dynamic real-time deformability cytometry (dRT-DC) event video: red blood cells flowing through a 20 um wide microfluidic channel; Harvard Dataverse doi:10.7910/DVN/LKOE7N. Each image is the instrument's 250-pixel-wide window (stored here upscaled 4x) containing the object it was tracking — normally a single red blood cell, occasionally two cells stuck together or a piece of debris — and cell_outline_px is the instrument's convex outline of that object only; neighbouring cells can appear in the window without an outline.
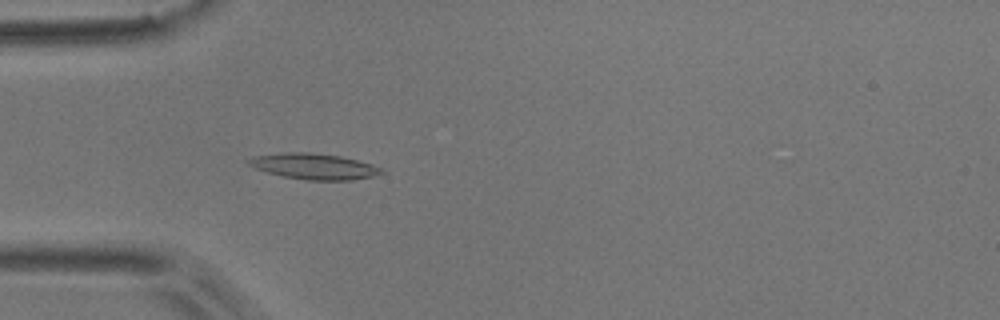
{"species": "common noctule bat (a hibernating species)", "species_latin": "Nyctalus noctula", "temperature_condition": "room temperature", "stored_images_in_passage": 2, "camera_frame_rate_fps": 3000, "um_per_image_px": 0.085, "animal": {"sex": "male", "body_mass_g": 17.9}, "frame": {"image": 1, "passage_image": 2, "time_ms": 0.333, "image_size_px": [1000, 320], "cell_outline_px": [[384, 172], [372, 176], [352, 180], [304, 180], [284, 176], [268, 172], [256, 168], [248, 164], [244, 160], [252, 156], [280, 152], [308, 152], [340, 156], [372, 164], [384, 168]], "centroid_in_image_um": [26.66, 14.13], "position_along_channel_um": 58.3, "area_um2": 20.06}}